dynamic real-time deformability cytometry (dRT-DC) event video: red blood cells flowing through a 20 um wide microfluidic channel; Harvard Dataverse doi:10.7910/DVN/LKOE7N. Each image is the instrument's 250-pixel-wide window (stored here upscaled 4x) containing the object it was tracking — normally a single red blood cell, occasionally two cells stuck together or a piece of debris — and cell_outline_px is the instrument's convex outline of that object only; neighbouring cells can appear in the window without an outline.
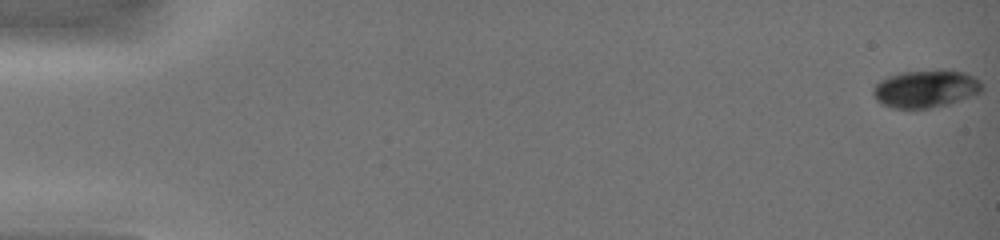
{"species": "common noctule bat (a hibernating species)", "species_latin": "Nyctalus noctula", "temperature_condition": "warm", "stored_images_in_passage": 15, "camera_frame_rate_fps": 3000, "um_per_image_px": 0.085, "animal": {"sex": "female", "body_mass_g": 19.0, "forearm_length_mm": 51.5}, "frame": {"image": 1, "passage_image": 1, "time_ms": 0.0, "image_size_px": [1000, 240], "cell_outline_px": [[984, 88], [980, 92], [948, 104], [928, 108], [892, 108], [880, 104], [876, 100], [872, 92], [872, 88], [880, 80], [888, 76], [900, 72], [964, 72], [980, 80]], "centroid_in_image_um": [78.63, 7.58], "position_along_channel_um": 6.4, "area_um2": 23.29}}
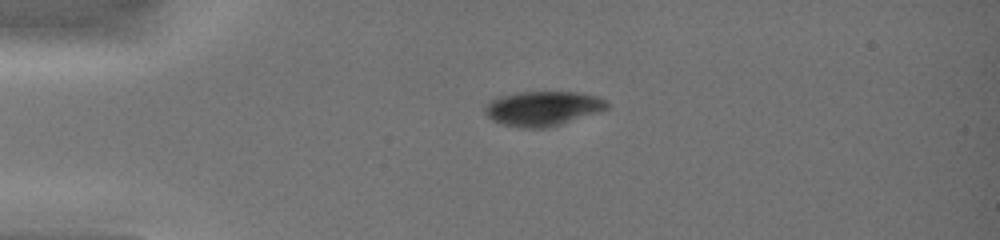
{"frame": {"image": 2, "passage_image": 8, "time_ms": 4.0, "image_size_px": [1000, 240], "cell_outline_px": [[608, 108], [600, 112], [548, 128], [520, 128], [500, 124], [492, 120], [484, 112], [484, 108], [492, 100], [500, 96], [516, 92], [576, 92], [600, 96], [608, 104]], "centroid_in_image_um": [46.15, 9.23], "position_along_channel_um": 38.9, "area_um2": 24.8}}
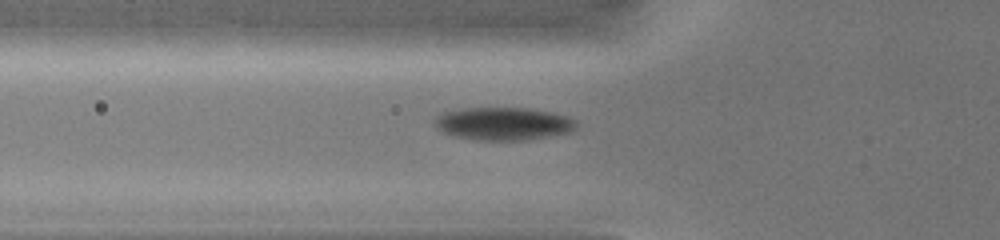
{"frame": {"image": 3, "passage_image": 12, "time_ms": 6.0, "image_size_px": [1000, 240], "cell_outline_px": [[576, 128], [572, 132], [528, 140], [476, 140], [452, 136], [440, 132], [436, 128], [436, 116], [444, 112], [464, 108], [528, 108], [552, 112], [576, 120]], "centroid_in_image_um": [42.78, 10.52], "position_along_channel_um": 83.0, "area_um2": 27.28}}